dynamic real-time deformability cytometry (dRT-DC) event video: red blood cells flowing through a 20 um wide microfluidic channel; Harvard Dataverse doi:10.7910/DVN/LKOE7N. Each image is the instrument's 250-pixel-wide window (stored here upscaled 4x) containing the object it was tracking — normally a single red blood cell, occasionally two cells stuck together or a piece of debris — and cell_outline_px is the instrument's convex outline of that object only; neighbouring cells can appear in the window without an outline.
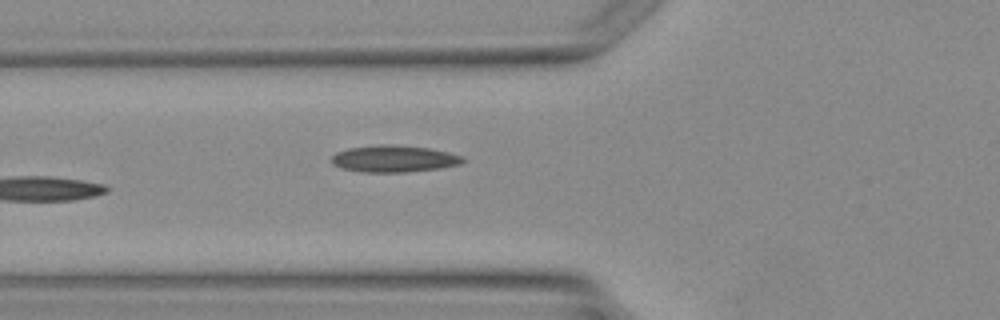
{"species": "Egyptian fruit bat (a non-hibernating species)", "species_latin": "Rousettus aegyptiacus", "temperature_condition": "warm", "stored_images_in_passage": 4, "camera_frame_rate_fps": 3000, "um_per_image_px": 0.085, "animal": {"sex": "female"}, "frame": {"image": 1, "passage_image": 4, "time_ms": 4.333, "image_size_px": [1000, 320], "cell_outline_px": [[464, 160], [460, 164], [440, 168], [404, 172], [364, 172], [344, 168], [332, 164], [332, 156], [336, 152], [348, 148], [380, 144], [384, 144], [428, 148], [448, 152], [460, 156]], "centroid_in_image_um": [33.46, 13.49], "position_along_channel_um": 92.3, "area_um2": 20.17}}